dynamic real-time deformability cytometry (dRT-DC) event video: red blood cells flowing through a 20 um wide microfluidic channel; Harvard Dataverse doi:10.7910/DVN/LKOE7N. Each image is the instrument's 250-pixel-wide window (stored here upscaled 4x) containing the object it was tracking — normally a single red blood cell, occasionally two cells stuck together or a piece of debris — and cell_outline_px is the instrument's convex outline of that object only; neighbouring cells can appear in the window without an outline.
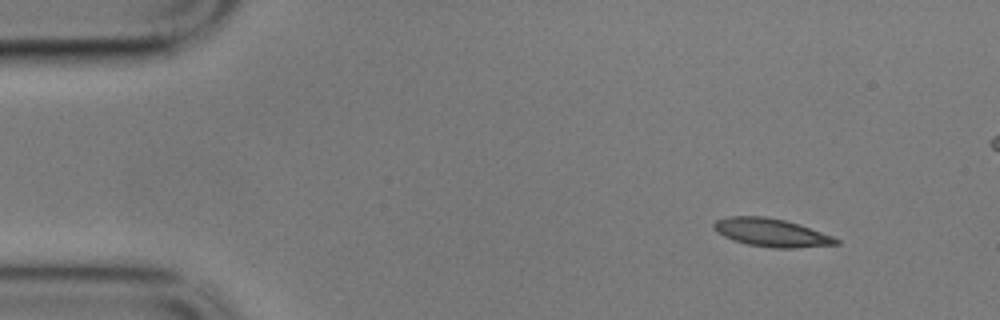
{"species": "common noctule bat (a hibernating species)", "species_latin": "Nyctalus noctula", "temperature_condition": "cold", "stored_images_in_passage": 5, "camera_frame_rate_fps": 3000, "um_per_image_px": 0.085, "animal": {"sex": "male", "body_mass_g": 17.9}, "frame": {"image": 1, "passage_image": 1, "time_ms": 0.0, "image_size_px": [1000, 320], "cell_outline_px": [[840, 244], [796, 248], [772, 248], [748, 244], [732, 240], [716, 232], [712, 228], [712, 224], [716, 220], [728, 216], [764, 216], [784, 220], [800, 224], [832, 236], [840, 240]], "centroid_in_image_um": [65.55, 19.77], "position_along_channel_um": 19.5, "area_um2": 20.17}}